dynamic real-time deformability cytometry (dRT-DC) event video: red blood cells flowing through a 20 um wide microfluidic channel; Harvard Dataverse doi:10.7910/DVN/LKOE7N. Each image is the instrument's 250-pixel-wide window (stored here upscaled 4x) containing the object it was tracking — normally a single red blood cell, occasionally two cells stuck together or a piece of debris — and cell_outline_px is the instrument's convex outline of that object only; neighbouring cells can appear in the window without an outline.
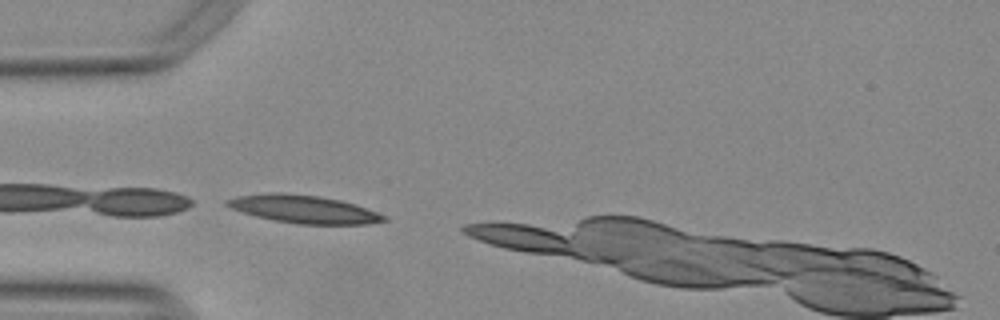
{"species": "Egyptian fruit bat (a non-hibernating species)", "species_latin": "Rousettus aegyptiacus", "temperature_condition": "warm", "stored_images_in_passage": 5, "camera_frame_rate_fps": 3000, "um_per_image_px": 0.085, "animal": {"sex": "female"}, "frame": {"image": 1, "passage_image": 1, "time_ms": 0.0, "image_size_px": [1000, 320], "cell_outline_px": [[388, 220], [368, 224], [300, 224], [276, 220], [256, 216], [232, 208], [224, 204], [224, 200], [236, 196], [268, 192], [280, 192], [320, 196], [340, 200], [388, 216]], "centroid_in_image_um": [25.79, 17.77], "position_along_channel_um": 59.2, "area_um2": 25.32}}
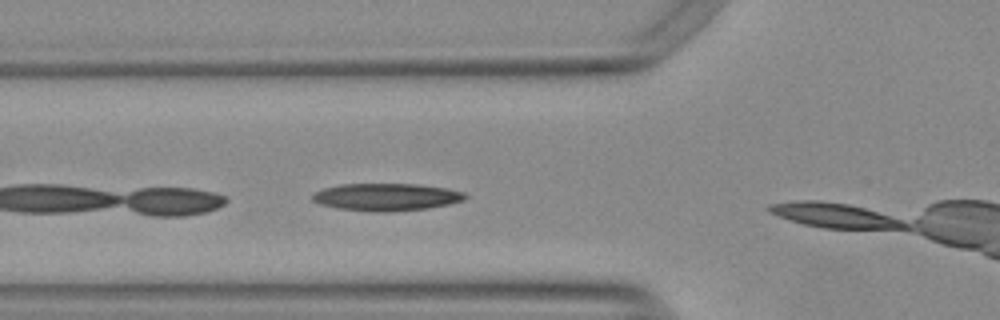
{"frame": {"image": 2, "passage_image": 4, "time_ms": 1.0, "image_size_px": [1000, 320], "cell_outline_px": [[468, 196], [464, 200], [448, 204], [428, 208], [392, 212], [376, 212], [336, 208], [320, 204], [312, 200], [312, 196], [316, 192], [324, 188], [340, 184], [420, 184], [448, 188], [464, 192]], "centroid_in_image_um": [32.87, 16.74], "position_along_channel_um": 92.9, "area_um2": 24.51}}